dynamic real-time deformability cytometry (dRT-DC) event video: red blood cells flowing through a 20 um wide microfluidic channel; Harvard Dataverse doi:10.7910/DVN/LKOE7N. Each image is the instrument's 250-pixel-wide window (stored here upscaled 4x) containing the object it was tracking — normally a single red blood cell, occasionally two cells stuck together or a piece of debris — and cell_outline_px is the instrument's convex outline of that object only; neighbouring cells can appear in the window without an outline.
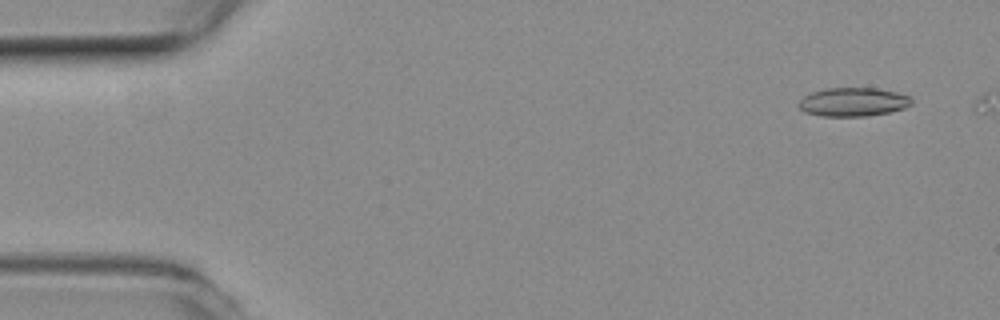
{"species": "common noctule bat (a hibernating species)", "species_latin": "Nyctalus noctula", "temperature_condition": "room temperature", "stored_images_in_passage": 5, "segment_of_instrument_passage": [2, 2], "camera_frame_rate_fps": 3000, "um_per_image_px": 0.085, "animal": {"sex": "female", "body_mass_g": 19.3, "forearm_length_mm": 54.1}, "frame": {"image": 1, "passage_image": 5, "time_ms": 1.333, "image_size_px": [1000, 320], "cell_outline_px": [[912, 104], [904, 108], [888, 112], [864, 116], [824, 116], [804, 112], [800, 108], [800, 100], [804, 96], [812, 92], [828, 88], [876, 88], [896, 92], [908, 96], [912, 100]], "centroid_in_image_um": [72.52, 8.66], "position_along_channel_um": 12.5, "area_um2": 18.61}}